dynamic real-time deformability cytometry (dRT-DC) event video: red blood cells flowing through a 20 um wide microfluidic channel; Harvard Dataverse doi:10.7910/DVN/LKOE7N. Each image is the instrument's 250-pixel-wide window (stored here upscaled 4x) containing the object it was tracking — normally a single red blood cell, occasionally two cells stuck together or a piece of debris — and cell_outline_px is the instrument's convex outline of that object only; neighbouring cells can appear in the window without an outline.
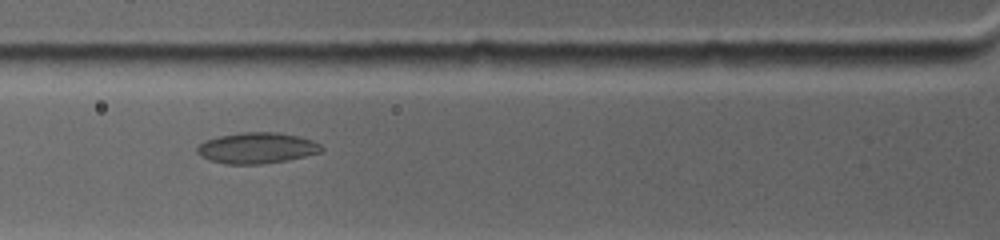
{"species": "common noctule bat (a hibernating species)", "species_latin": "Nyctalus noctula", "temperature_condition": "warm", "stored_images_in_passage": 23, "camera_frame_rate_fps": 4500, "um_per_image_px": 0.085, "animal": {"sex": "female", "body_mass_g": 19.0, "forearm_length_mm": 53.3}, "frame": {"image": 1, "passage_image": 14, "time_ms": 2.667, "image_size_px": [1000, 240], "cell_outline_px": [[324, 152], [288, 160], [260, 164], [224, 164], [208, 160], [200, 156], [196, 152], [196, 148], [204, 140], [220, 136], [240, 132], [280, 132], [312, 140], [320, 144], [324, 148]], "centroid_in_image_um": [21.83, 12.58], "position_along_channel_um": 104.0, "area_um2": 22.66}}
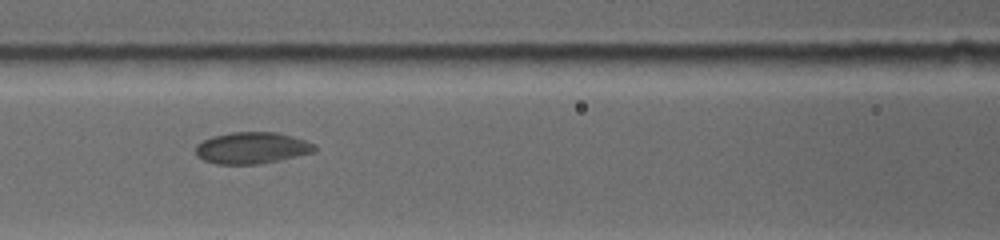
{"frame": {"image": 2, "passage_image": 17, "time_ms": 3.778, "image_size_px": [1000, 240], "cell_outline_px": [[316, 152], [280, 160], [260, 164], [216, 164], [204, 160], [196, 156], [196, 144], [212, 136], [232, 132], [280, 132], [316, 144]], "centroid_in_image_um": [21.43, 12.57], "position_along_channel_um": 145.2, "area_um2": 22.08}}
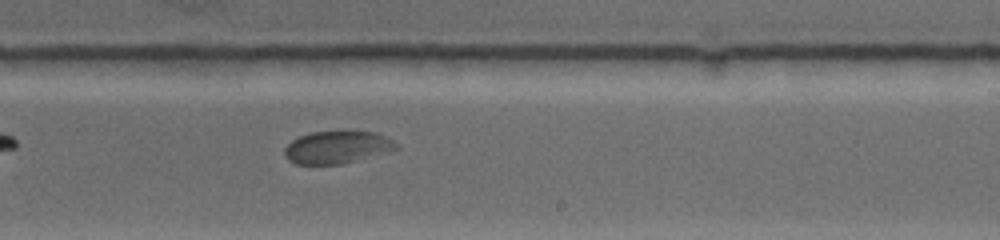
{"frame": {"image": 3, "passage_image": 23, "time_ms": 6.889, "image_size_px": [1000, 240], "cell_outline_px": [[400, 148], [340, 164], [296, 164], [288, 160], [284, 156], [284, 148], [292, 140], [300, 136], [312, 132], [344, 128], [376, 132], [392, 140]], "centroid_in_image_um": [28.63, 12.46], "position_along_channel_um": 260.4, "area_um2": 21.62}}